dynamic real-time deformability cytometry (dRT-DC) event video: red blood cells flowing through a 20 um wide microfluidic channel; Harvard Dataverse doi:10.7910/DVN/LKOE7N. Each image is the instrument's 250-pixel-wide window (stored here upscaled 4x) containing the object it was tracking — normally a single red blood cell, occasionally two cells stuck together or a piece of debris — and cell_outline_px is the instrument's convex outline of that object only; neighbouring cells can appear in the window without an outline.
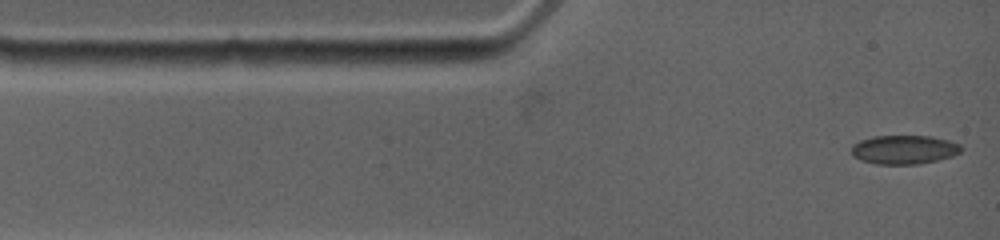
{"species": "common noctule bat (a hibernating species)", "species_latin": "Nyctalus noctula", "temperature_condition": "warm", "stored_images_in_passage": 26, "camera_frame_rate_fps": 4500, "um_per_image_px": 0.085, "animal": {"sex": "female", "body_mass_g": 19.0, "forearm_length_mm": 53.3}, "frame": {"image": 1, "passage_image": 1, "time_ms": 0.0, "image_size_px": [1000, 240], "cell_outline_px": [[960, 152], [952, 156], [936, 160], [916, 164], [876, 164], [860, 160], [852, 156], [852, 144], [860, 140], [872, 136], [932, 136], [948, 140], [960, 144]], "centroid_in_image_um": [76.8, 12.71], "position_along_channel_um": 8.2, "area_um2": 18.44}}
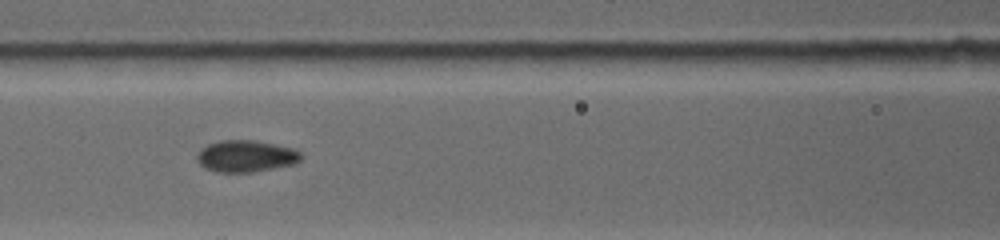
{"frame": {"image": 2, "passage_image": 15, "time_ms": 4.667, "image_size_px": [1000, 240], "cell_outline_px": [[300, 160], [296, 164], [256, 172], [216, 172], [204, 168], [196, 160], [196, 156], [200, 148], [208, 144], [220, 140], [256, 140], [276, 144], [292, 148], [300, 152]], "centroid_in_image_um": [20.88, 13.27], "position_along_channel_um": 145.7, "area_um2": 19.54}}
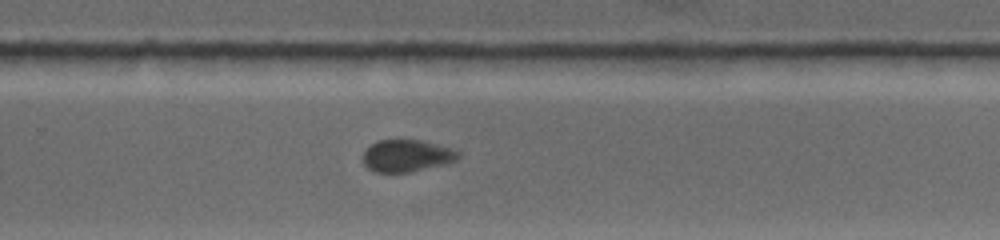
{"frame": {"image": 3, "passage_image": 26, "time_ms": 8.667, "image_size_px": [1000, 240], "cell_outline_px": [[460, 156], [456, 160], [448, 164], [412, 172], [376, 172], [368, 168], [364, 164], [364, 152], [372, 144], [380, 140], [420, 140], [452, 148], [460, 152]], "centroid_in_image_um": [34.63, 13.25], "position_along_channel_um": 295.2, "area_um2": 17.8}}